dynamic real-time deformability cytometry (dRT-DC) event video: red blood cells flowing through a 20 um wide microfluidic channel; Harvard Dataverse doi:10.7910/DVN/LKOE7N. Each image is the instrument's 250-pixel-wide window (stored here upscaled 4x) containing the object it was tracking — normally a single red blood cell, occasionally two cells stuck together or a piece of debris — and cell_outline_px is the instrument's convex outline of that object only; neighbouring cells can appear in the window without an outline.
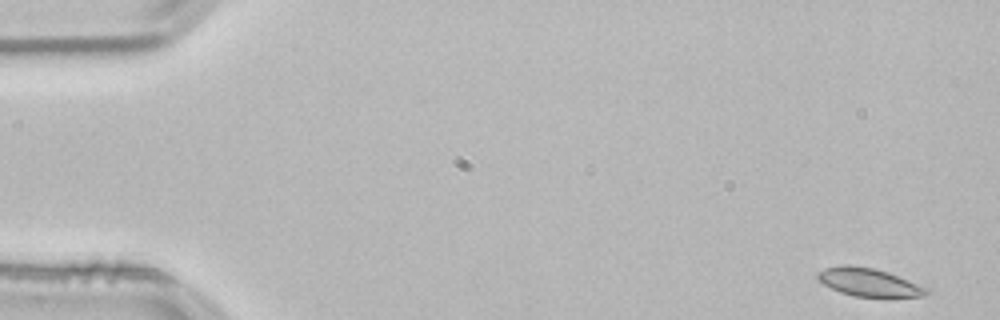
{"species": "common noctule bat (a hibernating species)", "species_latin": "Nyctalus noctula", "temperature_condition": "room temperature", "stored_images_in_passage": 11, "camera_frame_rate_fps": 3000, "um_per_image_px": 0.085, "animal": {"sex": "male", "body_mass_g": 21.5, "forearm_length_mm": 52.0}, "frame": {"image": 1, "passage_image": 1, "time_ms": 0.0, "image_size_px": [1000, 320], "cell_outline_px": [[928, 292], [924, 296], [852, 296], [840, 292], [824, 284], [816, 276], [816, 272], [824, 268], [840, 264], [848, 264], [876, 268], [888, 272], [928, 288]], "centroid_in_image_um": [73.79, 23.96], "position_along_channel_um": 11.2, "area_um2": 17.69}}